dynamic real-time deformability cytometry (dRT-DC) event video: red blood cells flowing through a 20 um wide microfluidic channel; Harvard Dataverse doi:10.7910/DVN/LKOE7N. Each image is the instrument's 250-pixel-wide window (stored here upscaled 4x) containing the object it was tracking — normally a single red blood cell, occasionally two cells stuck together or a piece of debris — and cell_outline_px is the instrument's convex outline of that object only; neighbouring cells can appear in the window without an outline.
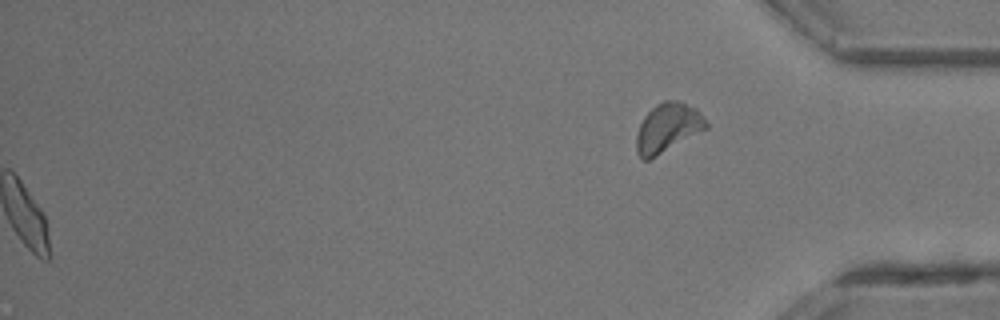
{"species": "common noctule bat (a hibernating species)", "species_latin": "Nyctalus noctula", "temperature_condition": "room temperature", "stored_images_in_passage": 36, "segment_of_instrument_passage": [2, 2], "camera_frame_rate_fps": 3000, "um_per_image_px": 0.085, "animal": {"sex": "male", "body_mass_g": 13.3}, "frame": {"image": 1, "passage_image": 36, "time_ms": 11.667, "image_size_px": [1000, 320], "cell_outline_px": [[708, 128], [656, 156], [648, 160], [644, 160], [636, 152], [636, 136], [640, 124], [644, 116], [656, 104], [664, 100], [680, 100], [696, 108], [700, 112], [708, 124]], "centroid_in_image_um": [56.76, 10.84], "position_along_channel_um": 378.4, "area_um2": 19.88}}